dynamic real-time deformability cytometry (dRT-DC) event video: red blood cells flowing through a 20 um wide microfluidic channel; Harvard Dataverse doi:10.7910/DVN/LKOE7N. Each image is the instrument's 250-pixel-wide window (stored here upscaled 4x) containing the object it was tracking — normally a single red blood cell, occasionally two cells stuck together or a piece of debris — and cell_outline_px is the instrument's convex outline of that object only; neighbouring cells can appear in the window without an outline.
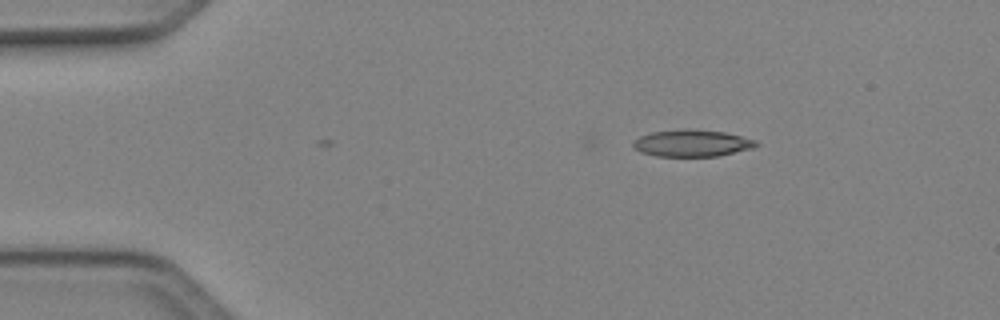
{"species": "Egyptian fruit bat (a non-hibernating species)", "species_latin": "Rousettus aegyptiacus", "temperature_condition": "cold", "stored_images_in_passage": 2, "camera_frame_rate_fps": 3000, "um_per_image_px": 0.085, "animal": {"sex": "female"}, "frame": {"image": 1, "passage_image": 2, "time_ms": 0.333, "image_size_px": [1000, 320], "cell_outline_px": [[760, 144], [752, 148], [716, 156], [656, 156], [640, 152], [632, 148], [632, 144], [640, 136], [652, 132], [684, 128], [724, 132], [756, 140]], "centroid_in_image_um": [58.79, 12.16], "position_along_channel_um": 26.2, "area_um2": 19.19}}